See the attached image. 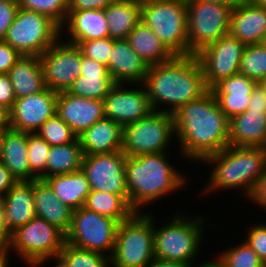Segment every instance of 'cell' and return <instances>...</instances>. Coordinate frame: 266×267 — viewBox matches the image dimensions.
<instances>
[{"label":"cell","instance_id":"cell-34","mask_svg":"<svg viewBox=\"0 0 266 267\" xmlns=\"http://www.w3.org/2000/svg\"><path fill=\"white\" fill-rule=\"evenodd\" d=\"M83 207L119 223L128 220L135 213L121 195L95 190L90 191Z\"/></svg>","mask_w":266,"mask_h":267},{"label":"cell","instance_id":"cell-51","mask_svg":"<svg viewBox=\"0 0 266 267\" xmlns=\"http://www.w3.org/2000/svg\"><path fill=\"white\" fill-rule=\"evenodd\" d=\"M147 267H190L187 264L154 258Z\"/></svg>","mask_w":266,"mask_h":267},{"label":"cell","instance_id":"cell-32","mask_svg":"<svg viewBox=\"0 0 266 267\" xmlns=\"http://www.w3.org/2000/svg\"><path fill=\"white\" fill-rule=\"evenodd\" d=\"M127 40L136 54L148 66L167 62L174 57L152 29L142 21L129 33Z\"/></svg>","mask_w":266,"mask_h":267},{"label":"cell","instance_id":"cell-53","mask_svg":"<svg viewBox=\"0 0 266 267\" xmlns=\"http://www.w3.org/2000/svg\"><path fill=\"white\" fill-rule=\"evenodd\" d=\"M9 128V112L0 104V130Z\"/></svg>","mask_w":266,"mask_h":267},{"label":"cell","instance_id":"cell-57","mask_svg":"<svg viewBox=\"0 0 266 267\" xmlns=\"http://www.w3.org/2000/svg\"><path fill=\"white\" fill-rule=\"evenodd\" d=\"M256 5L266 8V0H251Z\"/></svg>","mask_w":266,"mask_h":267},{"label":"cell","instance_id":"cell-43","mask_svg":"<svg viewBox=\"0 0 266 267\" xmlns=\"http://www.w3.org/2000/svg\"><path fill=\"white\" fill-rule=\"evenodd\" d=\"M19 9L17 0L0 1V40H3Z\"/></svg>","mask_w":266,"mask_h":267},{"label":"cell","instance_id":"cell-21","mask_svg":"<svg viewBox=\"0 0 266 267\" xmlns=\"http://www.w3.org/2000/svg\"><path fill=\"white\" fill-rule=\"evenodd\" d=\"M108 71L115 83L142 84L148 65L136 54L127 39L113 40Z\"/></svg>","mask_w":266,"mask_h":267},{"label":"cell","instance_id":"cell-39","mask_svg":"<svg viewBox=\"0 0 266 267\" xmlns=\"http://www.w3.org/2000/svg\"><path fill=\"white\" fill-rule=\"evenodd\" d=\"M20 8L47 15L60 28L68 15L69 0H17Z\"/></svg>","mask_w":266,"mask_h":267},{"label":"cell","instance_id":"cell-47","mask_svg":"<svg viewBox=\"0 0 266 267\" xmlns=\"http://www.w3.org/2000/svg\"><path fill=\"white\" fill-rule=\"evenodd\" d=\"M247 110L266 111V91L260 83H257L252 90Z\"/></svg>","mask_w":266,"mask_h":267},{"label":"cell","instance_id":"cell-18","mask_svg":"<svg viewBox=\"0 0 266 267\" xmlns=\"http://www.w3.org/2000/svg\"><path fill=\"white\" fill-rule=\"evenodd\" d=\"M56 114L77 136L105 117L102 100L73 95L68 91L58 93Z\"/></svg>","mask_w":266,"mask_h":267},{"label":"cell","instance_id":"cell-4","mask_svg":"<svg viewBox=\"0 0 266 267\" xmlns=\"http://www.w3.org/2000/svg\"><path fill=\"white\" fill-rule=\"evenodd\" d=\"M203 161L215 164L204 192L239 187L250 197L266 168V147L227 146Z\"/></svg>","mask_w":266,"mask_h":267},{"label":"cell","instance_id":"cell-60","mask_svg":"<svg viewBox=\"0 0 266 267\" xmlns=\"http://www.w3.org/2000/svg\"><path fill=\"white\" fill-rule=\"evenodd\" d=\"M261 43L264 44V45H266V32H265V35H264L263 40H262Z\"/></svg>","mask_w":266,"mask_h":267},{"label":"cell","instance_id":"cell-25","mask_svg":"<svg viewBox=\"0 0 266 267\" xmlns=\"http://www.w3.org/2000/svg\"><path fill=\"white\" fill-rule=\"evenodd\" d=\"M229 146L266 147V111H250L230 119Z\"/></svg>","mask_w":266,"mask_h":267},{"label":"cell","instance_id":"cell-29","mask_svg":"<svg viewBox=\"0 0 266 267\" xmlns=\"http://www.w3.org/2000/svg\"><path fill=\"white\" fill-rule=\"evenodd\" d=\"M8 75L16 99L39 93L46 88L38 56H21L9 70Z\"/></svg>","mask_w":266,"mask_h":267},{"label":"cell","instance_id":"cell-11","mask_svg":"<svg viewBox=\"0 0 266 267\" xmlns=\"http://www.w3.org/2000/svg\"><path fill=\"white\" fill-rule=\"evenodd\" d=\"M119 222L105 215L80 207L72 211L71 225L65 242L84 250L112 256ZM107 251V252H105Z\"/></svg>","mask_w":266,"mask_h":267},{"label":"cell","instance_id":"cell-42","mask_svg":"<svg viewBox=\"0 0 266 267\" xmlns=\"http://www.w3.org/2000/svg\"><path fill=\"white\" fill-rule=\"evenodd\" d=\"M245 242L256 252L266 264V224H258L250 228Z\"/></svg>","mask_w":266,"mask_h":267},{"label":"cell","instance_id":"cell-59","mask_svg":"<svg viewBox=\"0 0 266 267\" xmlns=\"http://www.w3.org/2000/svg\"><path fill=\"white\" fill-rule=\"evenodd\" d=\"M260 84L262 85V87L266 91V78L263 81H261Z\"/></svg>","mask_w":266,"mask_h":267},{"label":"cell","instance_id":"cell-17","mask_svg":"<svg viewBox=\"0 0 266 267\" xmlns=\"http://www.w3.org/2000/svg\"><path fill=\"white\" fill-rule=\"evenodd\" d=\"M122 85L115 83L102 101L105 117L124 127L148 116L153 109L144 85V89L135 90Z\"/></svg>","mask_w":266,"mask_h":267},{"label":"cell","instance_id":"cell-20","mask_svg":"<svg viewBox=\"0 0 266 267\" xmlns=\"http://www.w3.org/2000/svg\"><path fill=\"white\" fill-rule=\"evenodd\" d=\"M257 82L240 73L222 79L211 91L220 109L229 118L247 110L253 88Z\"/></svg>","mask_w":266,"mask_h":267},{"label":"cell","instance_id":"cell-26","mask_svg":"<svg viewBox=\"0 0 266 267\" xmlns=\"http://www.w3.org/2000/svg\"><path fill=\"white\" fill-rule=\"evenodd\" d=\"M33 198L36 217L44 219L66 234L71 225L73 210L62 203L50 186L41 179L33 180Z\"/></svg>","mask_w":266,"mask_h":267},{"label":"cell","instance_id":"cell-50","mask_svg":"<svg viewBox=\"0 0 266 267\" xmlns=\"http://www.w3.org/2000/svg\"><path fill=\"white\" fill-rule=\"evenodd\" d=\"M10 239V234L7 231V225L4 215V200L0 196V245H7Z\"/></svg>","mask_w":266,"mask_h":267},{"label":"cell","instance_id":"cell-6","mask_svg":"<svg viewBox=\"0 0 266 267\" xmlns=\"http://www.w3.org/2000/svg\"><path fill=\"white\" fill-rule=\"evenodd\" d=\"M153 216L135 212L118 225L112 267H147L155 258ZM154 223V224H153Z\"/></svg>","mask_w":266,"mask_h":267},{"label":"cell","instance_id":"cell-23","mask_svg":"<svg viewBox=\"0 0 266 267\" xmlns=\"http://www.w3.org/2000/svg\"><path fill=\"white\" fill-rule=\"evenodd\" d=\"M3 200L9 234L36 217L33 181H17L3 196Z\"/></svg>","mask_w":266,"mask_h":267},{"label":"cell","instance_id":"cell-13","mask_svg":"<svg viewBox=\"0 0 266 267\" xmlns=\"http://www.w3.org/2000/svg\"><path fill=\"white\" fill-rule=\"evenodd\" d=\"M245 47L244 43L228 34L196 54L208 89H212L222 79L239 73Z\"/></svg>","mask_w":266,"mask_h":267},{"label":"cell","instance_id":"cell-38","mask_svg":"<svg viewBox=\"0 0 266 267\" xmlns=\"http://www.w3.org/2000/svg\"><path fill=\"white\" fill-rule=\"evenodd\" d=\"M60 255L68 262L70 267H109L111 265L109 256L95 251L80 249L66 242Z\"/></svg>","mask_w":266,"mask_h":267},{"label":"cell","instance_id":"cell-5","mask_svg":"<svg viewBox=\"0 0 266 267\" xmlns=\"http://www.w3.org/2000/svg\"><path fill=\"white\" fill-rule=\"evenodd\" d=\"M141 21L152 29L174 56L188 55L186 0L141 2Z\"/></svg>","mask_w":266,"mask_h":267},{"label":"cell","instance_id":"cell-54","mask_svg":"<svg viewBox=\"0 0 266 267\" xmlns=\"http://www.w3.org/2000/svg\"><path fill=\"white\" fill-rule=\"evenodd\" d=\"M9 250L8 245H0V267H8Z\"/></svg>","mask_w":266,"mask_h":267},{"label":"cell","instance_id":"cell-16","mask_svg":"<svg viewBox=\"0 0 266 267\" xmlns=\"http://www.w3.org/2000/svg\"><path fill=\"white\" fill-rule=\"evenodd\" d=\"M58 93L45 88L43 91L17 98L9 112V128L36 133L42 124L56 114Z\"/></svg>","mask_w":266,"mask_h":267},{"label":"cell","instance_id":"cell-3","mask_svg":"<svg viewBox=\"0 0 266 267\" xmlns=\"http://www.w3.org/2000/svg\"><path fill=\"white\" fill-rule=\"evenodd\" d=\"M167 158V152L126 156L128 203L135 212L185 184L186 178Z\"/></svg>","mask_w":266,"mask_h":267},{"label":"cell","instance_id":"cell-7","mask_svg":"<svg viewBox=\"0 0 266 267\" xmlns=\"http://www.w3.org/2000/svg\"><path fill=\"white\" fill-rule=\"evenodd\" d=\"M203 219L197 217L191 220L182 215H175L170 223L161 228L156 229L154 225L155 258L193 266L191 260L198 254L203 237Z\"/></svg>","mask_w":266,"mask_h":267},{"label":"cell","instance_id":"cell-9","mask_svg":"<svg viewBox=\"0 0 266 267\" xmlns=\"http://www.w3.org/2000/svg\"><path fill=\"white\" fill-rule=\"evenodd\" d=\"M188 55H196L229 34L232 6L204 0H186Z\"/></svg>","mask_w":266,"mask_h":267},{"label":"cell","instance_id":"cell-1","mask_svg":"<svg viewBox=\"0 0 266 267\" xmlns=\"http://www.w3.org/2000/svg\"><path fill=\"white\" fill-rule=\"evenodd\" d=\"M176 137L182 155L203 160L229 146L230 119L209 89L199 99L181 105L174 113Z\"/></svg>","mask_w":266,"mask_h":267},{"label":"cell","instance_id":"cell-2","mask_svg":"<svg viewBox=\"0 0 266 267\" xmlns=\"http://www.w3.org/2000/svg\"><path fill=\"white\" fill-rule=\"evenodd\" d=\"M142 85L153 111H160L157 108L164 103L172 107L161 111L172 114L209 90L196 55L174 56L167 62L148 66Z\"/></svg>","mask_w":266,"mask_h":267},{"label":"cell","instance_id":"cell-12","mask_svg":"<svg viewBox=\"0 0 266 267\" xmlns=\"http://www.w3.org/2000/svg\"><path fill=\"white\" fill-rule=\"evenodd\" d=\"M64 243L65 234L61 230L35 217L13 231L7 245L33 267L42 258L60 255Z\"/></svg>","mask_w":266,"mask_h":267},{"label":"cell","instance_id":"cell-24","mask_svg":"<svg viewBox=\"0 0 266 267\" xmlns=\"http://www.w3.org/2000/svg\"><path fill=\"white\" fill-rule=\"evenodd\" d=\"M123 127L106 117L77 136L84 155L122 151Z\"/></svg>","mask_w":266,"mask_h":267},{"label":"cell","instance_id":"cell-40","mask_svg":"<svg viewBox=\"0 0 266 267\" xmlns=\"http://www.w3.org/2000/svg\"><path fill=\"white\" fill-rule=\"evenodd\" d=\"M217 260L223 267H266V264L246 242L222 252Z\"/></svg>","mask_w":266,"mask_h":267},{"label":"cell","instance_id":"cell-8","mask_svg":"<svg viewBox=\"0 0 266 267\" xmlns=\"http://www.w3.org/2000/svg\"><path fill=\"white\" fill-rule=\"evenodd\" d=\"M60 27L47 15L18 9L3 39L22 56H41L61 36Z\"/></svg>","mask_w":266,"mask_h":267},{"label":"cell","instance_id":"cell-22","mask_svg":"<svg viewBox=\"0 0 266 267\" xmlns=\"http://www.w3.org/2000/svg\"><path fill=\"white\" fill-rule=\"evenodd\" d=\"M114 84L106 65L82 55L81 74L67 91L73 95L103 100Z\"/></svg>","mask_w":266,"mask_h":267},{"label":"cell","instance_id":"cell-27","mask_svg":"<svg viewBox=\"0 0 266 267\" xmlns=\"http://www.w3.org/2000/svg\"><path fill=\"white\" fill-rule=\"evenodd\" d=\"M66 24L70 35L68 37H71L69 43L75 45L82 41L108 37V24L104 10H68L60 32H63L62 29Z\"/></svg>","mask_w":266,"mask_h":267},{"label":"cell","instance_id":"cell-52","mask_svg":"<svg viewBox=\"0 0 266 267\" xmlns=\"http://www.w3.org/2000/svg\"><path fill=\"white\" fill-rule=\"evenodd\" d=\"M49 258L52 260V258H54V260H57V264L54 267H70V265L68 264V262L61 256V255H57L54 257H46V258H42L41 260L37 261L33 266H41L42 263H45L46 261H49Z\"/></svg>","mask_w":266,"mask_h":267},{"label":"cell","instance_id":"cell-31","mask_svg":"<svg viewBox=\"0 0 266 267\" xmlns=\"http://www.w3.org/2000/svg\"><path fill=\"white\" fill-rule=\"evenodd\" d=\"M108 24V37L127 39L129 33L141 21V2L116 0L104 9Z\"/></svg>","mask_w":266,"mask_h":267},{"label":"cell","instance_id":"cell-28","mask_svg":"<svg viewBox=\"0 0 266 267\" xmlns=\"http://www.w3.org/2000/svg\"><path fill=\"white\" fill-rule=\"evenodd\" d=\"M1 163L17 181H31L27 132L4 130Z\"/></svg>","mask_w":266,"mask_h":267},{"label":"cell","instance_id":"cell-19","mask_svg":"<svg viewBox=\"0 0 266 267\" xmlns=\"http://www.w3.org/2000/svg\"><path fill=\"white\" fill-rule=\"evenodd\" d=\"M266 32V8L241 0L232 10L229 34L245 45L261 43Z\"/></svg>","mask_w":266,"mask_h":267},{"label":"cell","instance_id":"cell-41","mask_svg":"<svg viewBox=\"0 0 266 267\" xmlns=\"http://www.w3.org/2000/svg\"><path fill=\"white\" fill-rule=\"evenodd\" d=\"M82 55L108 66L109 56L112 51L113 39L109 37L82 41L77 44Z\"/></svg>","mask_w":266,"mask_h":267},{"label":"cell","instance_id":"cell-56","mask_svg":"<svg viewBox=\"0 0 266 267\" xmlns=\"http://www.w3.org/2000/svg\"><path fill=\"white\" fill-rule=\"evenodd\" d=\"M198 267H223V265L215 258L214 261L206 262L202 265H199Z\"/></svg>","mask_w":266,"mask_h":267},{"label":"cell","instance_id":"cell-45","mask_svg":"<svg viewBox=\"0 0 266 267\" xmlns=\"http://www.w3.org/2000/svg\"><path fill=\"white\" fill-rule=\"evenodd\" d=\"M16 97L8 74H0V104L8 111L12 108Z\"/></svg>","mask_w":266,"mask_h":267},{"label":"cell","instance_id":"cell-46","mask_svg":"<svg viewBox=\"0 0 266 267\" xmlns=\"http://www.w3.org/2000/svg\"><path fill=\"white\" fill-rule=\"evenodd\" d=\"M116 0H69L68 10H104Z\"/></svg>","mask_w":266,"mask_h":267},{"label":"cell","instance_id":"cell-61","mask_svg":"<svg viewBox=\"0 0 266 267\" xmlns=\"http://www.w3.org/2000/svg\"><path fill=\"white\" fill-rule=\"evenodd\" d=\"M135 1H138V2H144V1H147V0H135Z\"/></svg>","mask_w":266,"mask_h":267},{"label":"cell","instance_id":"cell-33","mask_svg":"<svg viewBox=\"0 0 266 267\" xmlns=\"http://www.w3.org/2000/svg\"><path fill=\"white\" fill-rule=\"evenodd\" d=\"M83 157L78 138L69 144L51 146L46 162V178L81 169Z\"/></svg>","mask_w":266,"mask_h":267},{"label":"cell","instance_id":"cell-49","mask_svg":"<svg viewBox=\"0 0 266 267\" xmlns=\"http://www.w3.org/2000/svg\"><path fill=\"white\" fill-rule=\"evenodd\" d=\"M17 182L10 171L0 162V196H4Z\"/></svg>","mask_w":266,"mask_h":267},{"label":"cell","instance_id":"cell-14","mask_svg":"<svg viewBox=\"0 0 266 267\" xmlns=\"http://www.w3.org/2000/svg\"><path fill=\"white\" fill-rule=\"evenodd\" d=\"M59 38L39 56L44 83L54 92L67 91L81 74L82 53L80 48Z\"/></svg>","mask_w":266,"mask_h":267},{"label":"cell","instance_id":"cell-37","mask_svg":"<svg viewBox=\"0 0 266 267\" xmlns=\"http://www.w3.org/2000/svg\"><path fill=\"white\" fill-rule=\"evenodd\" d=\"M36 134L50 146L69 144L77 139L71 127L57 114L46 120Z\"/></svg>","mask_w":266,"mask_h":267},{"label":"cell","instance_id":"cell-35","mask_svg":"<svg viewBox=\"0 0 266 267\" xmlns=\"http://www.w3.org/2000/svg\"><path fill=\"white\" fill-rule=\"evenodd\" d=\"M239 73L260 83L266 78V45H246L240 62Z\"/></svg>","mask_w":266,"mask_h":267},{"label":"cell","instance_id":"cell-15","mask_svg":"<svg viewBox=\"0 0 266 267\" xmlns=\"http://www.w3.org/2000/svg\"><path fill=\"white\" fill-rule=\"evenodd\" d=\"M125 160L126 155L122 151L84 155L81 169L90 190L119 194L128 202Z\"/></svg>","mask_w":266,"mask_h":267},{"label":"cell","instance_id":"cell-48","mask_svg":"<svg viewBox=\"0 0 266 267\" xmlns=\"http://www.w3.org/2000/svg\"><path fill=\"white\" fill-rule=\"evenodd\" d=\"M250 199L254 201L255 204L266 209V168L264 173L258 180L255 190L253 191Z\"/></svg>","mask_w":266,"mask_h":267},{"label":"cell","instance_id":"cell-58","mask_svg":"<svg viewBox=\"0 0 266 267\" xmlns=\"http://www.w3.org/2000/svg\"><path fill=\"white\" fill-rule=\"evenodd\" d=\"M4 130H0V162L2 158V142H3Z\"/></svg>","mask_w":266,"mask_h":267},{"label":"cell","instance_id":"cell-55","mask_svg":"<svg viewBox=\"0 0 266 267\" xmlns=\"http://www.w3.org/2000/svg\"><path fill=\"white\" fill-rule=\"evenodd\" d=\"M204 1L232 6L234 8L241 0H204Z\"/></svg>","mask_w":266,"mask_h":267},{"label":"cell","instance_id":"cell-10","mask_svg":"<svg viewBox=\"0 0 266 267\" xmlns=\"http://www.w3.org/2000/svg\"><path fill=\"white\" fill-rule=\"evenodd\" d=\"M173 134V114L152 111L148 116L123 127L122 152L126 156L166 152Z\"/></svg>","mask_w":266,"mask_h":267},{"label":"cell","instance_id":"cell-36","mask_svg":"<svg viewBox=\"0 0 266 267\" xmlns=\"http://www.w3.org/2000/svg\"><path fill=\"white\" fill-rule=\"evenodd\" d=\"M31 181L46 178V162L51 146L36 133H27Z\"/></svg>","mask_w":266,"mask_h":267},{"label":"cell","instance_id":"cell-30","mask_svg":"<svg viewBox=\"0 0 266 267\" xmlns=\"http://www.w3.org/2000/svg\"><path fill=\"white\" fill-rule=\"evenodd\" d=\"M43 180L50 186L57 198L72 210L83 207L91 191L82 169L73 173L53 175Z\"/></svg>","mask_w":266,"mask_h":267},{"label":"cell","instance_id":"cell-44","mask_svg":"<svg viewBox=\"0 0 266 267\" xmlns=\"http://www.w3.org/2000/svg\"><path fill=\"white\" fill-rule=\"evenodd\" d=\"M21 56L10 44L0 40V74H8Z\"/></svg>","mask_w":266,"mask_h":267}]
</instances>
